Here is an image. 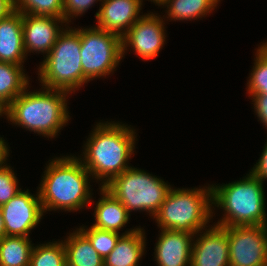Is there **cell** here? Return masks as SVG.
I'll list each match as a JSON object with an SVG mask.
<instances>
[{
    "mask_svg": "<svg viewBox=\"0 0 267 266\" xmlns=\"http://www.w3.org/2000/svg\"><path fill=\"white\" fill-rule=\"evenodd\" d=\"M251 172L262 182L264 180H267V142L265 144L262 154L260 155L259 160L251 169Z\"/></svg>",
    "mask_w": 267,
    "mask_h": 266,
    "instance_id": "cell-30",
    "label": "cell"
},
{
    "mask_svg": "<svg viewBox=\"0 0 267 266\" xmlns=\"http://www.w3.org/2000/svg\"><path fill=\"white\" fill-rule=\"evenodd\" d=\"M29 266H67L63 240L33 245Z\"/></svg>",
    "mask_w": 267,
    "mask_h": 266,
    "instance_id": "cell-23",
    "label": "cell"
},
{
    "mask_svg": "<svg viewBox=\"0 0 267 266\" xmlns=\"http://www.w3.org/2000/svg\"><path fill=\"white\" fill-rule=\"evenodd\" d=\"M96 1L101 0H63L64 20L69 24L71 17H77L85 13Z\"/></svg>",
    "mask_w": 267,
    "mask_h": 266,
    "instance_id": "cell-28",
    "label": "cell"
},
{
    "mask_svg": "<svg viewBox=\"0 0 267 266\" xmlns=\"http://www.w3.org/2000/svg\"><path fill=\"white\" fill-rule=\"evenodd\" d=\"M255 55L247 91L249 94H267V42L258 47Z\"/></svg>",
    "mask_w": 267,
    "mask_h": 266,
    "instance_id": "cell-25",
    "label": "cell"
},
{
    "mask_svg": "<svg viewBox=\"0 0 267 266\" xmlns=\"http://www.w3.org/2000/svg\"><path fill=\"white\" fill-rule=\"evenodd\" d=\"M143 1V0H142ZM151 2H153L154 4L160 6V4L164 1V0H150Z\"/></svg>",
    "mask_w": 267,
    "mask_h": 266,
    "instance_id": "cell-34",
    "label": "cell"
},
{
    "mask_svg": "<svg viewBox=\"0 0 267 266\" xmlns=\"http://www.w3.org/2000/svg\"><path fill=\"white\" fill-rule=\"evenodd\" d=\"M94 128L85 143L84 157L79 159L91 178L102 181L100 186L104 187L131 167L128 162L134 153L136 133L128 125L112 121L99 122Z\"/></svg>",
    "mask_w": 267,
    "mask_h": 266,
    "instance_id": "cell-1",
    "label": "cell"
},
{
    "mask_svg": "<svg viewBox=\"0 0 267 266\" xmlns=\"http://www.w3.org/2000/svg\"><path fill=\"white\" fill-rule=\"evenodd\" d=\"M145 241V232L141 227L125 231L104 259V266H139L146 247Z\"/></svg>",
    "mask_w": 267,
    "mask_h": 266,
    "instance_id": "cell-17",
    "label": "cell"
},
{
    "mask_svg": "<svg viewBox=\"0 0 267 266\" xmlns=\"http://www.w3.org/2000/svg\"><path fill=\"white\" fill-rule=\"evenodd\" d=\"M14 11V0H0V20L8 17Z\"/></svg>",
    "mask_w": 267,
    "mask_h": 266,
    "instance_id": "cell-31",
    "label": "cell"
},
{
    "mask_svg": "<svg viewBox=\"0 0 267 266\" xmlns=\"http://www.w3.org/2000/svg\"><path fill=\"white\" fill-rule=\"evenodd\" d=\"M28 92L27 88L0 114L15 125L47 138H54L70 120L68 92L42 87ZM45 89V90H44Z\"/></svg>",
    "mask_w": 267,
    "mask_h": 266,
    "instance_id": "cell-3",
    "label": "cell"
},
{
    "mask_svg": "<svg viewBox=\"0 0 267 266\" xmlns=\"http://www.w3.org/2000/svg\"><path fill=\"white\" fill-rule=\"evenodd\" d=\"M38 194L44 213L52 210L78 211L92 202L91 174L76 156L51 159L45 168Z\"/></svg>",
    "mask_w": 267,
    "mask_h": 266,
    "instance_id": "cell-2",
    "label": "cell"
},
{
    "mask_svg": "<svg viewBox=\"0 0 267 266\" xmlns=\"http://www.w3.org/2000/svg\"><path fill=\"white\" fill-rule=\"evenodd\" d=\"M35 195L31 194L29 189L21 190L0 206L6 236L30 238V231L39 224L44 214L38 192Z\"/></svg>",
    "mask_w": 267,
    "mask_h": 266,
    "instance_id": "cell-11",
    "label": "cell"
},
{
    "mask_svg": "<svg viewBox=\"0 0 267 266\" xmlns=\"http://www.w3.org/2000/svg\"><path fill=\"white\" fill-rule=\"evenodd\" d=\"M100 200L95 204L93 227L118 232L128 223L130 214L124 205L104 187L99 188Z\"/></svg>",
    "mask_w": 267,
    "mask_h": 266,
    "instance_id": "cell-18",
    "label": "cell"
},
{
    "mask_svg": "<svg viewBox=\"0 0 267 266\" xmlns=\"http://www.w3.org/2000/svg\"><path fill=\"white\" fill-rule=\"evenodd\" d=\"M14 9L21 14L64 19L63 0H14Z\"/></svg>",
    "mask_w": 267,
    "mask_h": 266,
    "instance_id": "cell-24",
    "label": "cell"
},
{
    "mask_svg": "<svg viewBox=\"0 0 267 266\" xmlns=\"http://www.w3.org/2000/svg\"><path fill=\"white\" fill-rule=\"evenodd\" d=\"M67 27L58 36L51 51L44 56L38 68V80L44 88L62 90L70 94L83 86V69L80 28Z\"/></svg>",
    "mask_w": 267,
    "mask_h": 266,
    "instance_id": "cell-6",
    "label": "cell"
},
{
    "mask_svg": "<svg viewBox=\"0 0 267 266\" xmlns=\"http://www.w3.org/2000/svg\"><path fill=\"white\" fill-rule=\"evenodd\" d=\"M220 0H164L161 4L167 6L168 19L192 20L205 17L211 13Z\"/></svg>",
    "mask_w": 267,
    "mask_h": 266,
    "instance_id": "cell-21",
    "label": "cell"
},
{
    "mask_svg": "<svg viewBox=\"0 0 267 266\" xmlns=\"http://www.w3.org/2000/svg\"><path fill=\"white\" fill-rule=\"evenodd\" d=\"M5 236V225L3 221V216L0 208V239Z\"/></svg>",
    "mask_w": 267,
    "mask_h": 266,
    "instance_id": "cell-33",
    "label": "cell"
},
{
    "mask_svg": "<svg viewBox=\"0 0 267 266\" xmlns=\"http://www.w3.org/2000/svg\"><path fill=\"white\" fill-rule=\"evenodd\" d=\"M197 235L199 237L192 243L190 266H230L228 232L225 227L214 224L205 228L204 232L200 230Z\"/></svg>",
    "mask_w": 267,
    "mask_h": 266,
    "instance_id": "cell-12",
    "label": "cell"
},
{
    "mask_svg": "<svg viewBox=\"0 0 267 266\" xmlns=\"http://www.w3.org/2000/svg\"><path fill=\"white\" fill-rule=\"evenodd\" d=\"M155 247L158 266H190L194 235L184 231L160 229Z\"/></svg>",
    "mask_w": 267,
    "mask_h": 266,
    "instance_id": "cell-15",
    "label": "cell"
},
{
    "mask_svg": "<svg viewBox=\"0 0 267 266\" xmlns=\"http://www.w3.org/2000/svg\"><path fill=\"white\" fill-rule=\"evenodd\" d=\"M33 244L23 236L0 239V266H29Z\"/></svg>",
    "mask_w": 267,
    "mask_h": 266,
    "instance_id": "cell-22",
    "label": "cell"
},
{
    "mask_svg": "<svg viewBox=\"0 0 267 266\" xmlns=\"http://www.w3.org/2000/svg\"><path fill=\"white\" fill-rule=\"evenodd\" d=\"M252 97L254 111L259 120L267 128V94H248Z\"/></svg>",
    "mask_w": 267,
    "mask_h": 266,
    "instance_id": "cell-29",
    "label": "cell"
},
{
    "mask_svg": "<svg viewBox=\"0 0 267 266\" xmlns=\"http://www.w3.org/2000/svg\"><path fill=\"white\" fill-rule=\"evenodd\" d=\"M81 65L83 84L100 77L106 78L122 60V38L97 27L81 28Z\"/></svg>",
    "mask_w": 267,
    "mask_h": 266,
    "instance_id": "cell-8",
    "label": "cell"
},
{
    "mask_svg": "<svg viewBox=\"0 0 267 266\" xmlns=\"http://www.w3.org/2000/svg\"><path fill=\"white\" fill-rule=\"evenodd\" d=\"M212 207V185L196 189L171 188L153 218L160 229L197 234L209 227Z\"/></svg>",
    "mask_w": 267,
    "mask_h": 266,
    "instance_id": "cell-5",
    "label": "cell"
},
{
    "mask_svg": "<svg viewBox=\"0 0 267 266\" xmlns=\"http://www.w3.org/2000/svg\"><path fill=\"white\" fill-rule=\"evenodd\" d=\"M230 266H267V226H228Z\"/></svg>",
    "mask_w": 267,
    "mask_h": 266,
    "instance_id": "cell-9",
    "label": "cell"
},
{
    "mask_svg": "<svg viewBox=\"0 0 267 266\" xmlns=\"http://www.w3.org/2000/svg\"><path fill=\"white\" fill-rule=\"evenodd\" d=\"M95 14L97 28L117 34L121 38L142 16V0H101Z\"/></svg>",
    "mask_w": 267,
    "mask_h": 266,
    "instance_id": "cell-14",
    "label": "cell"
},
{
    "mask_svg": "<svg viewBox=\"0 0 267 266\" xmlns=\"http://www.w3.org/2000/svg\"><path fill=\"white\" fill-rule=\"evenodd\" d=\"M18 183L14 171L8 164L0 168V206L7 203L21 191Z\"/></svg>",
    "mask_w": 267,
    "mask_h": 266,
    "instance_id": "cell-27",
    "label": "cell"
},
{
    "mask_svg": "<svg viewBox=\"0 0 267 266\" xmlns=\"http://www.w3.org/2000/svg\"><path fill=\"white\" fill-rule=\"evenodd\" d=\"M79 230L89 239L93 248L103 259L115 248L117 241L122 236L119 232L103 230L93 226L89 229L80 226Z\"/></svg>",
    "mask_w": 267,
    "mask_h": 266,
    "instance_id": "cell-26",
    "label": "cell"
},
{
    "mask_svg": "<svg viewBox=\"0 0 267 266\" xmlns=\"http://www.w3.org/2000/svg\"><path fill=\"white\" fill-rule=\"evenodd\" d=\"M26 57L22 14L14 11L0 20V62L22 65Z\"/></svg>",
    "mask_w": 267,
    "mask_h": 266,
    "instance_id": "cell-16",
    "label": "cell"
},
{
    "mask_svg": "<svg viewBox=\"0 0 267 266\" xmlns=\"http://www.w3.org/2000/svg\"><path fill=\"white\" fill-rule=\"evenodd\" d=\"M104 188L124 205L129 214L139 210L153 217L172 187L155 175L130 167Z\"/></svg>",
    "mask_w": 267,
    "mask_h": 266,
    "instance_id": "cell-7",
    "label": "cell"
},
{
    "mask_svg": "<svg viewBox=\"0 0 267 266\" xmlns=\"http://www.w3.org/2000/svg\"><path fill=\"white\" fill-rule=\"evenodd\" d=\"M24 72L23 65L0 62V114L29 87L30 78Z\"/></svg>",
    "mask_w": 267,
    "mask_h": 266,
    "instance_id": "cell-20",
    "label": "cell"
},
{
    "mask_svg": "<svg viewBox=\"0 0 267 266\" xmlns=\"http://www.w3.org/2000/svg\"><path fill=\"white\" fill-rule=\"evenodd\" d=\"M5 140L0 137V168L6 164L7 157H9V149L8 144H6Z\"/></svg>",
    "mask_w": 267,
    "mask_h": 266,
    "instance_id": "cell-32",
    "label": "cell"
},
{
    "mask_svg": "<svg viewBox=\"0 0 267 266\" xmlns=\"http://www.w3.org/2000/svg\"><path fill=\"white\" fill-rule=\"evenodd\" d=\"M61 23V24H60ZM67 22L63 18L22 14L24 49L26 56L30 52L46 55L63 32L60 25Z\"/></svg>",
    "mask_w": 267,
    "mask_h": 266,
    "instance_id": "cell-13",
    "label": "cell"
},
{
    "mask_svg": "<svg viewBox=\"0 0 267 266\" xmlns=\"http://www.w3.org/2000/svg\"><path fill=\"white\" fill-rule=\"evenodd\" d=\"M164 24L156 13L142 15L122 37V57L130 46L142 60L156 58L166 41Z\"/></svg>",
    "mask_w": 267,
    "mask_h": 266,
    "instance_id": "cell-10",
    "label": "cell"
},
{
    "mask_svg": "<svg viewBox=\"0 0 267 266\" xmlns=\"http://www.w3.org/2000/svg\"><path fill=\"white\" fill-rule=\"evenodd\" d=\"M263 182L251 171L243 179L212 185V205L225 212L216 225L267 226Z\"/></svg>",
    "mask_w": 267,
    "mask_h": 266,
    "instance_id": "cell-4",
    "label": "cell"
},
{
    "mask_svg": "<svg viewBox=\"0 0 267 266\" xmlns=\"http://www.w3.org/2000/svg\"><path fill=\"white\" fill-rule=\"evenodd\" d=\"M63 244L67 266H104V259L79 229L70 233Z\"/></svg>",
    "mask_w": 267,
    "mask_h": 266,
    "instance_id": "cell-19",
    "label": "cell"
}]
</instances>
